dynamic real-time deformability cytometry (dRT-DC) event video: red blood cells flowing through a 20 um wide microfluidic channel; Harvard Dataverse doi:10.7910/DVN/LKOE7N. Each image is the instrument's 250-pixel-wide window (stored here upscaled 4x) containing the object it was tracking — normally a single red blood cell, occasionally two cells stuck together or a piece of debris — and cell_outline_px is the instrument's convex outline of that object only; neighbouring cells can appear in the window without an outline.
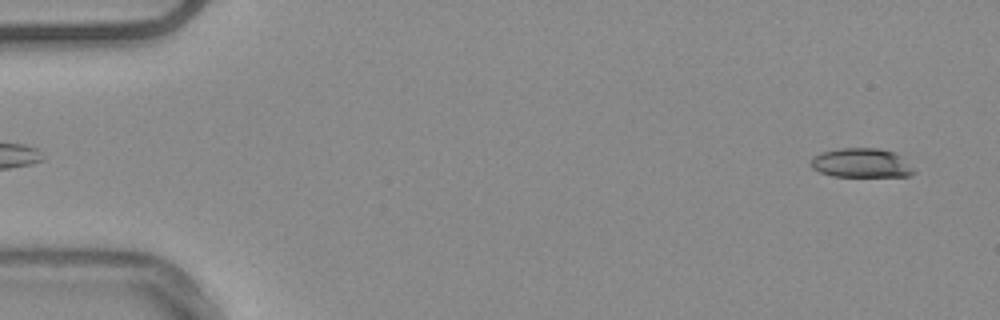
{"species": "common noctule bat (a hibernating species)", "species_latin": "Nyctalus noctula", "temperature_condition": "warm", "stored_images_in_passage": 54, "camera_frame_rate_fps": 3000, "um_per_image_px": 0.085, "animal": {"sex": "male", "body_mass_g": 20.4}, "frame": {"image": 1, "passage_image": 3, "time_ms": 0.667, "image_size_px": [1000, 320], "cell_outline_px": [[916, 172], [908, 176], [832, 176], [820, 172], [812, 168], [808, 164], [812, 156], [824, 152], [840, 148], [880, 148], [896, 152]], "centroid_in_image_um": [73.17, 13.85], "position_along_channel_um": 11.8, "area_um2": 17.57}}
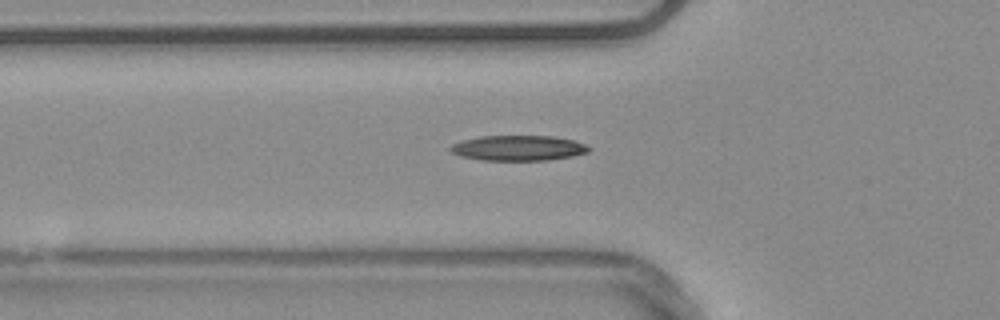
{"frame": {"image": 2, "passage_image": 19, "time_ms": 6.0, "image_size_px": [1000, 320], "cell_outline_px": [[592, 148], [588, 152], [572, 156], [548, 160], [484, 160], [460, 156], [452, 152], [448, 148], [452, 144], [464, 140], [480, 136], [552, 136], [572, 140], [584, 144]], "centroid_in_image_um": [44.05, 12.58], "position_along_channel_um": 81.7, "area_um2": 20.23}}
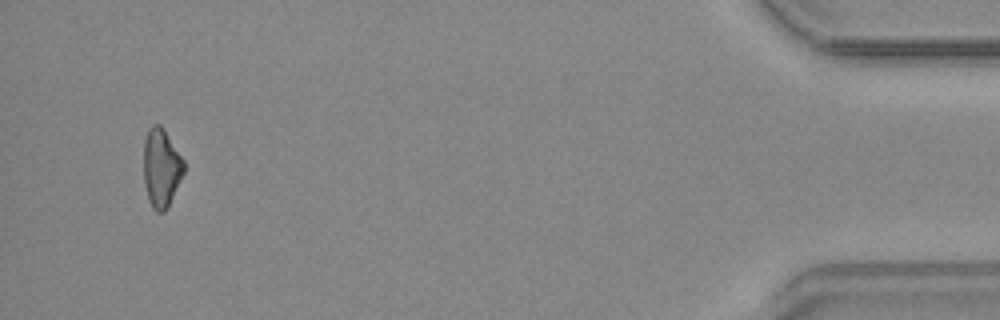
{"frame": {"image": 3, "passage_image": 52, "time_ms": 17.0, "image_size_px": [1000, 320], "cell_outline_px": [[184, 172], [164, 212], [156, 212], [152, 208], [144, 184], [144, 140], [148, 128], [152, 124], [160, 124], [164, 128], [184, 160]], "centroid_in_image_um": [13.7, 14.21], "position_along_channel_um": 421.5, "area_um2": 18.26}, "authors_computed_cell_mechanics": {"area_um2": 18.9006, "velocity_mm_per_s": 3.7782, "shape_relaxation_time_tau1_ms": 7.2928, "shape_relaxation_time_tau2_ms": null, "deformation_change_tau1": 0.1491, "deformation_change_tau2": null}}